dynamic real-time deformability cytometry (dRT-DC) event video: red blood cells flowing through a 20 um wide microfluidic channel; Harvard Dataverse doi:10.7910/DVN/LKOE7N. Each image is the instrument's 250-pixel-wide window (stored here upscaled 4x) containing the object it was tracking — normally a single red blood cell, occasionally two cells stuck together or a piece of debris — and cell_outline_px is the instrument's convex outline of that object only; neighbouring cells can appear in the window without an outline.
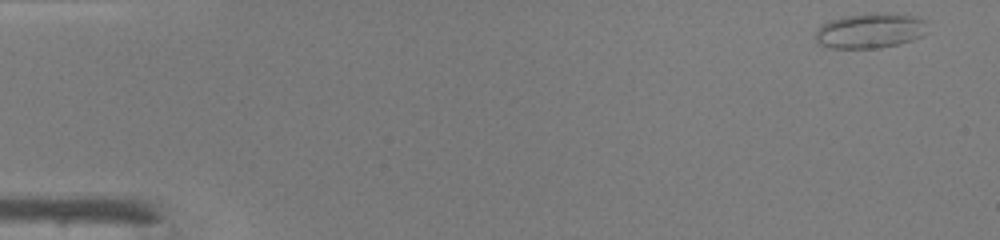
{"species": "common noctule bat (a hibernating species)", "species_latin": "Nyctalus noctula", "temperature_condition": "warm", "stored_images_in_passage": 46, "camera_frame_rate_fps": 3000, "um_per_image_px": 0.085, "animal": {"sex": "male", "body_mass_g": 19.0, "forearm_length_mm": 50.8}, "frame": {"image": 1, "passage_image": 1, "time_ms": 0.0, "image_size_px": [1000, 240], "cell_outline_px": [[924, 36], [912, 40], [880, 48], [832, 48], [820, 44], [816, 40], [816, 28], [828, 20], [840, 16], [884, 12], [888, 12], [912, 16], [924, 20]], "centroid_in_image_um": [73.91, 2.6], "position_along_channel_um": 11.1, "area_um2": 22.89}}
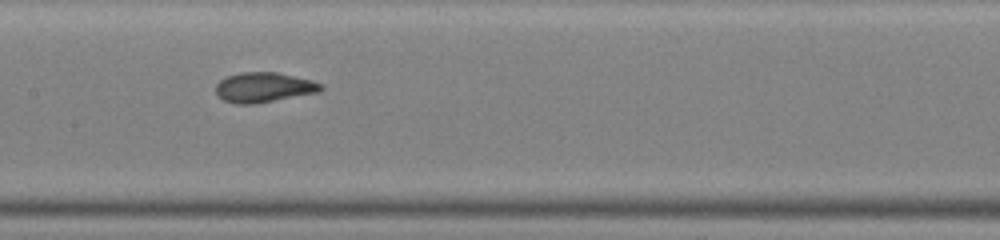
{"frame": {"image": 2, "passage_image": 23, "time_ms": 7.333, "image_size_px": [1000, 240], "cell_outline_px": [[324, 88], [320, 92], [252, 104], [236, 104], [224, 100], [216, 92], [216, 84], [220, 80], [228, 76], [240, 72], [276, 72], [312, 80], [324, 84]], "centroid_in_image_um": [22.46, 7.42], "position_along_channel_um": 184.9, "area_um2": 18.26}}
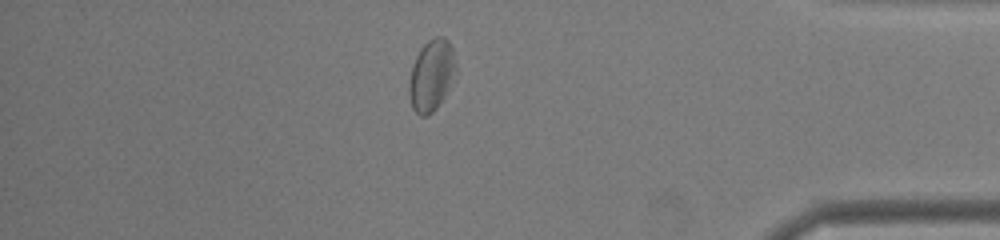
{"frame": {"image": 3, "passage_image": 40, "time_ms": 13.0, "image_size_px": [1000, 240], "cell_outline_px": [[456, 72], [444, 96], [436, 108], [428, 116], [420, 116], [412, 108], [408, 92], [408, 88], [412, 64], [420, 48], [428, 40], [436, 36], [444, 36], [448, 40], [452, 48], [456, 60]], "centroid_in_image_um": [36.67, 6.38], "position_along_channel_um": 398.5, "area_um2": 19.54}, "authors_computed_cell_mechanics": {"area_um2": 19.1896, "velocity_mm_per_s": 4.2869, "shape_relaxation_time_tau1_ms": 5.3988, "shape_relaxation_time_tau2_ms": 1.0329, "deformation_change_tau1": 0.1525, "deformation_change_tau2": 0.0866}}